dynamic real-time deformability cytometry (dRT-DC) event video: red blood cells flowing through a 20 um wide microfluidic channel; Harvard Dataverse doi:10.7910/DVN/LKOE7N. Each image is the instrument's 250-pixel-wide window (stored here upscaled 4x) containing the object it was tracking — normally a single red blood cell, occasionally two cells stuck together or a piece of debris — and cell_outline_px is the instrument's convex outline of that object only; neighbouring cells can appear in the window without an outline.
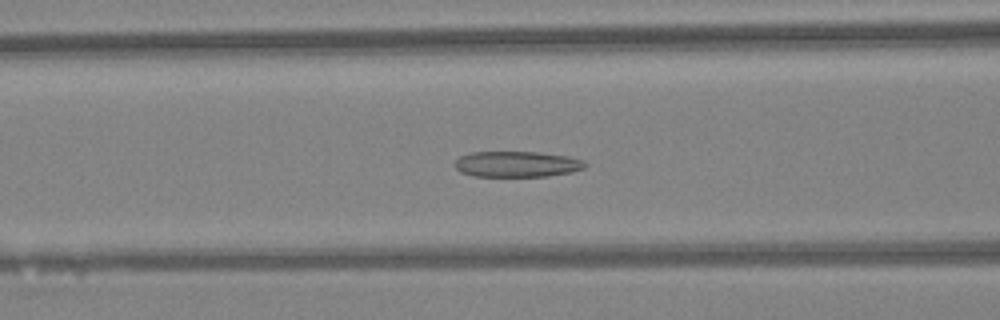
{"species": "Egyptian fruit bat (a non-hibernating species)", "species_latin": "Rousettus aegyptiacus", "temperature_condition": "warm", "stored_images_in_passage": 47, "camera_frame_rate_fps": 3000, "um_per_image_px": 0.085, "animal": {"sex": "female"}, "frame": {"image": 1, "passage_image": 19, "time_ms": 6.0, "image_size_px": [1000, 320], "cell_outline_px": [[588, 164], [584, 168], [572, 172], [548, 176], [472, 176], [460, 172], [456, 168], [456, 160], [460, 156], [472, 152], [540, 152], [568, 156], [584, 160]], "centroid_in_image_um": [43.97, 13.95], "position_along_channel_um": 122.6, "area_um2": 19.65}}
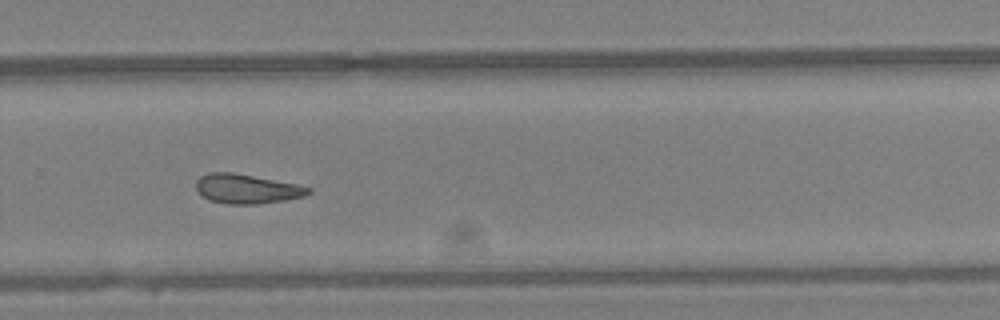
{"frame": {"image": 2, "passage_image": 32, "time_ms": 10.333, "image_size_px": [1000, 320], "cell_outline_px": [[312, 192], [304, 196], [284, 200], [256, 204], [228, 204], [212, 200], [196, 192], [196, 180], [200, 176], [208, 172], [232, 172], [296, 184], [312, 188]], "centroid_in_image_um": [20.96, 16.04], "position_along_channel_um": 308.8, "area_um2": 19.13}}
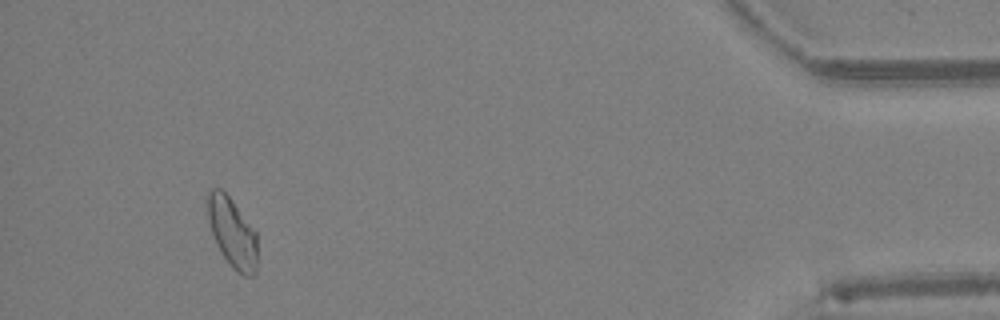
{"frame": {"image": 3, "passage_image": 44, "time_ms": 14.333, "image_size_px": [1000, 320], "cell_outline_px": [[256, 272], [252, 276], [244, 276], [236, 272], [232, 268], [220, 252], [216, 244], [208, 220], [204, 196], [212, 188], [220, 188], [228, 196], [256, 232]], "centroid_in_image_um": [19.69, 19.76], "position_along_channel_um": 415.5, "area_um2": 20.29}, "authors_computed_cell_mechanics": {"area_um2": 20.1722, "velocity_mm_per_s": 4.3171, "shape_relaxation_time_tau1_ms": null, "shape_relaxation_time_tau2_ms": 3.294, "deformation_change_tau1": null, "deformation_change_tau2": 0.1109}}